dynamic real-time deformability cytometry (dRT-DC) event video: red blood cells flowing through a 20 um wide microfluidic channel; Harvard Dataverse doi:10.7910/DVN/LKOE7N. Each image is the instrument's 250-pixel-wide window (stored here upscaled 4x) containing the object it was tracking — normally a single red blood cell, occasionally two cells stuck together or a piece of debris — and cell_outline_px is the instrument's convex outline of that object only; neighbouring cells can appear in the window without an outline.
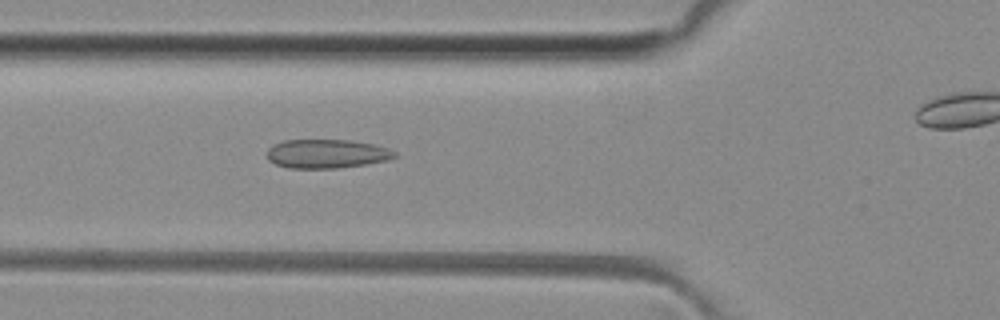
{"species": "common noctule bat (a hibernating species)", "species_latin": "Nyctalus noctula", "temperature_condition": "room temperature", "stored_images_in_passage": 26, "camera_frame_rate_fps": 3000, "um_per_image_px": 0.085, "animal": {"sex": "female", "body_mass_g": 29.2, "forearm_length_mm": 56.3}, "frame": {"image": 1, "passage_image": 3, "time_ms": 0.667, "image_size_px": [1000, 320], "cell_outline_px": [[396, 156], [388, 160], [364, 164], [336, 168], [288, 168], [276, 164], [268, 160], [268, 148], [272, 144], [284, 140], [352, 140], [372, 144], [388, 148], [396, 152]], "centroid_in_image_um": [27.75, 13.06], "position_along_channel_um": 98.1, "area_um2": 21.44}}
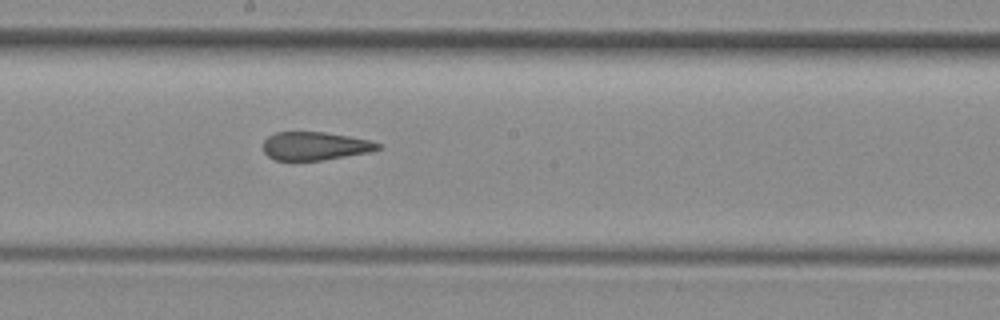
{"frame": {"image": 2, "passage_image": 12, "time_ms": 3.667, "image_size_px": [1000, 320], "cell_outline_px": [[380, 148], [372, 152], [324, 160], [276, 160], [268, 156], [264, 152], [264, 140], [268, 136], [276, 132], [324, 132], [348, 136], [368, 140], [380, 144]], "centroid_in_image_um": [26.78, 12.41], "position_along_channel_um": 221.4, "area_um2": 18.84}}
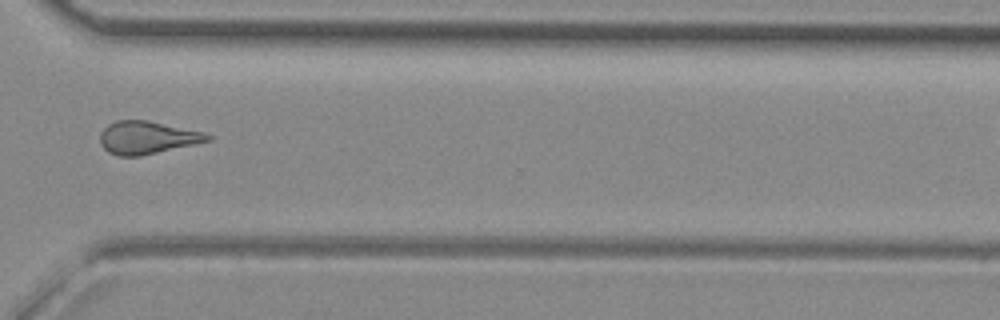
{"frame": {"image": 3, "passage_image": 22, "time_ms": 7.0, "image_size_px": [1000, 320], "cell_outline_px": [[212, 140], [140, 156], [120, 156], [108, 152], [100, 144], [100, 132], [108, 124], [116, 120], [148, 120], [204, 132], [212, 136]], "centroid_in_image_um": [12.49, 11.69], "position_along_channel_um": 358.1, "area_um2": 20.52}}